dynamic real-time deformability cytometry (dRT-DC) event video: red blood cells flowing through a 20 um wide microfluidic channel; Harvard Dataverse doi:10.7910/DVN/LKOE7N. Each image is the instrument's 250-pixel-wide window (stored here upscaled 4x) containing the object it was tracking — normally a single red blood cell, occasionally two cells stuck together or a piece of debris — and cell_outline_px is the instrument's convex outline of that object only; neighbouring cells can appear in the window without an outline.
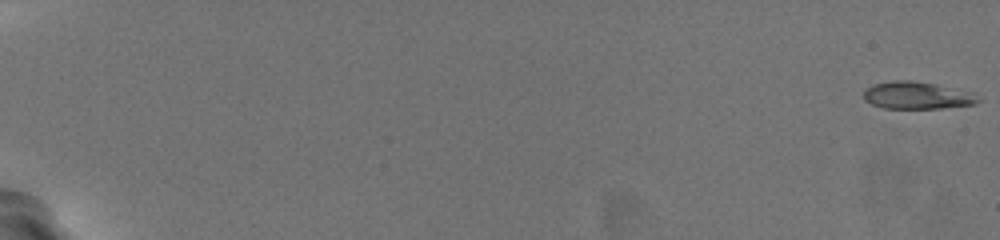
{"species": "common noctule bat (a hibernating species)", "species_latin": "Nyctalus noctula", "temperature_condition": "warm", "stored_images_in_passage": 56, "camera_frame_rate_fps": 3000, "um_per_image_px": 0.085, "animal": {"sex": "female", "body_mass_g": 19.5, "forearm_length_mm": 54.1}, "frame": {"image": 1, "passage_image": 1, "time_ms": 0.0, "image_size_px": [1000, 240], "cell_outline_px": [[980, 100], [976, 104], [940, 108], [884, 108], [872, 104], [864, 100], [864, 88], [872, 84], [892, 80], [912, 80], [936, 84], [976, 92]], "centroid_in_image_um": [77.97, 8.09], "position_along_channel_um": 7.0, "area_um2": 18.5}}
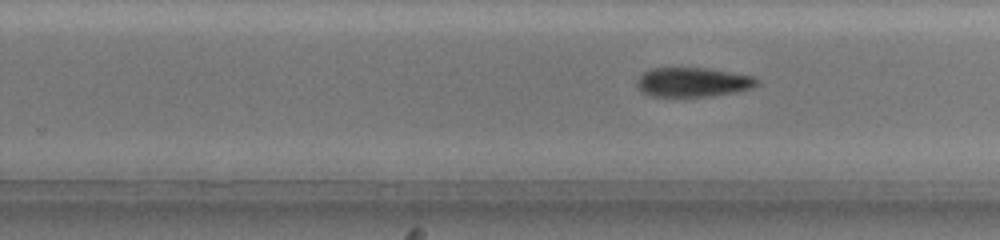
{"frame": {"image": 2, "passage_image": 41, "time_ms": 13.333, "image_size_px": [1000, 240], "cell_outline_px": [[760, 84], [752, 88], [712, 96], [648, 96], [640, 92], [636, 84], [636, 80], [644, 72], [652, 68], [704, 68], [752, 76], [760, 80]], "centroid_in_image_um": [58.86, 6.99], "position_along_channel_um": 270.9, "area_um2": 20.46}}
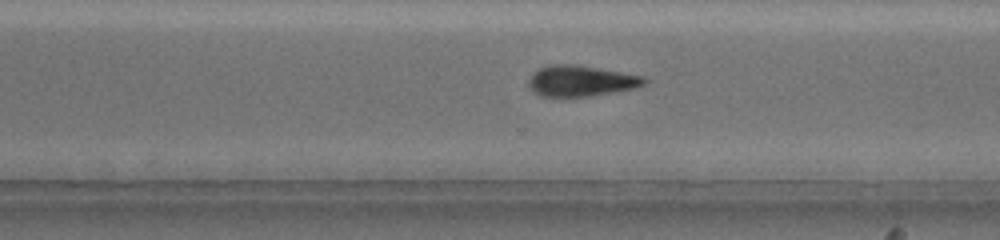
{"frame": {"image": 3, "passage_image": 45, "time_ms": 14.667, "image_size_px": [1000, 240], "cell_outline_px": [[648, 80], [644, 84], [636, 88], [588, 96], [540, 96], [532, 92], [528, 88], [528, 80], [540, 68], [556, 64], [572, 64], [644, 76]], "centroid_in_image_um": [49.37, 6.89], "position_along_channel_um": 321.2, "area_um2": 20.46}, "authors_computed_cell_mechanics": {"area_um2": 19.652, "velocity_mm_per_s": 3.7731, "shape_relaxation_time_tau1_ms": 2.3908, "shape_relaxation_time_tau2_ms": null, "deformation_change_tau1": 0.1427, "deformation_change_tau2": null}}